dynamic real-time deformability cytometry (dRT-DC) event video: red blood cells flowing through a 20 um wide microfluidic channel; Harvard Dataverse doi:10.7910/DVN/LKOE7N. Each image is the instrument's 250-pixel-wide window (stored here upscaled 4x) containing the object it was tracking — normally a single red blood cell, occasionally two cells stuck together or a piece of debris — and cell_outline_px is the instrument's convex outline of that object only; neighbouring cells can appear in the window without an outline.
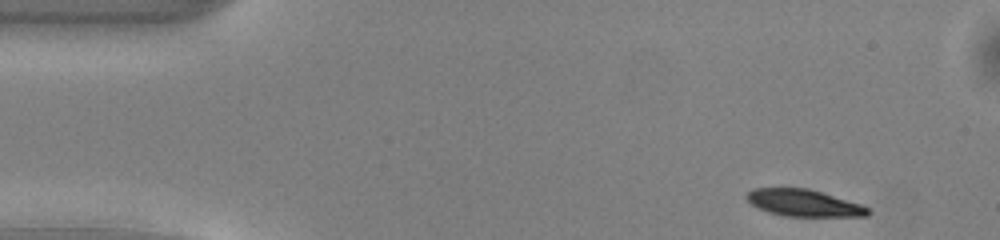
{"species": "common noctule bat (a hibernating species)", "species_latin": "Nyctalus noctula", "temperature_condition": "warm", "stored_images_in_passage": 10, "camera_frame_rate_fps": 3000, "um_per_image_px": 0.085, "animal": {"sex": "male", "body_mass_g": 13.0, "forearm_length_mm": 53.1}, "frame": {"image": 1, "passage_image": 1, "time_ms": 0.0, "image_size_px": [1000, 240], "cell_outline_px": [[872, 212], [868, 216], [784, 216], [768, 212], [752, 204], [748, 200], [748, 192], [752, 188], [808, 188], [860, 204], [868, 208]], "centroid_in_image_um": [68.34, 17.25], "position_along_channel_um": 16.7, "area_um2": 18.73}}